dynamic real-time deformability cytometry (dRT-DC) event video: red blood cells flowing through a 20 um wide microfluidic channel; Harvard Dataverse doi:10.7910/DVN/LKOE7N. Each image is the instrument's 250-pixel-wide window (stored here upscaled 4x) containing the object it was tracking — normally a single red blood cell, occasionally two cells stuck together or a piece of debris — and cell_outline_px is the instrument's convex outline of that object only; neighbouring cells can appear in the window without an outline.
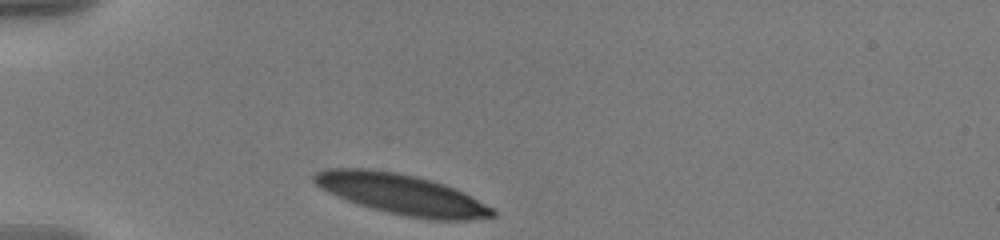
{"species": "human", "species_latin": "Homo sapiens", "temperature_condition": "warm", "stored_images_in_passage": 34, "camera_frame_rate_fps": 3000, "um_per_image_px": 0.085, "donor": {"sex": "male"}, "frame": {"image": 1, "passage_image": 1, "time_ms": 0.0, "image_size_px": [1000, 240], "cell_outline_px": [[496, 216], [464, 220], [432, 220], [408, 216], [388, 212], [372, 208], [336, 196], [328, 192], [316, 184], [312, 180], [312, 176], [316, 172], [324, 168], [364, 168], [396, 172], [416, 176], [432, 180], [444, 184], [492, 208], [496, 212]], "centroid_in_image_um": [34.08, 16.5], "position_along_channel_um": 50.9, "area_um2": 41.33}}
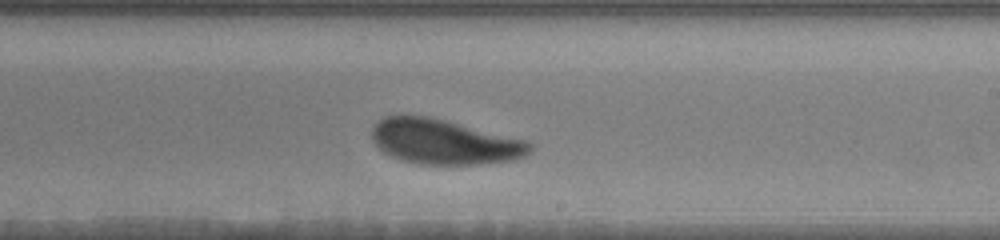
{"frame": {"image": 2, "passage_image": 20, "time_ms": 6.333, "image_size_px": [1000, 240], "cell_outline_px": [[532, 148], [524, 156], [512, 160], [480, 164], [416, 164], [388, 156], [372, 140], [372, 128], [384, 116], [400, 112], [428, 116], [448, 120], [524, 140], [532, 144]], "centroid_in_image_um": [37.68, 12.02], "position_along_channel_um": 251.3, "area_um2": 41.79}}
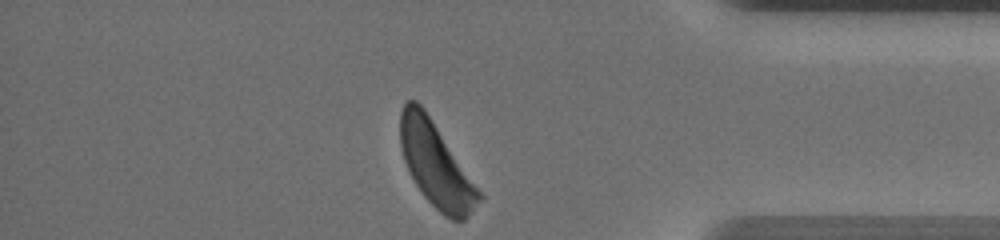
{"frame": {"image": 3, "passage_image": 34, "time_ms": 11.0, "image_size_px": [1000, 240], "cell_outline_px": [[484, 196], [468, 216], [464, 220], [452, 220], [444, 216], [424, 196], [416, 184], [404, 160], [400, 148], [400, 112], [404, 104], [408, 100], [416, 100], [424, 108]], "centroid_in_image_um": [37.05, 14.0], "position_along_channel_um": 398.2, "area_um2": 38.15}, "authors_computed_cell_mechanics": {"area_um2": 42.1362, "velocity_mm_per_s": 3.548, "shape_relaxation_time_tau1_ms": 3.4508, "shape_relaxation_time_tau2_ms": 2.1786, "deformation_change_tau1": 0.1503, "deformation_change_tau2": 0.0993}}